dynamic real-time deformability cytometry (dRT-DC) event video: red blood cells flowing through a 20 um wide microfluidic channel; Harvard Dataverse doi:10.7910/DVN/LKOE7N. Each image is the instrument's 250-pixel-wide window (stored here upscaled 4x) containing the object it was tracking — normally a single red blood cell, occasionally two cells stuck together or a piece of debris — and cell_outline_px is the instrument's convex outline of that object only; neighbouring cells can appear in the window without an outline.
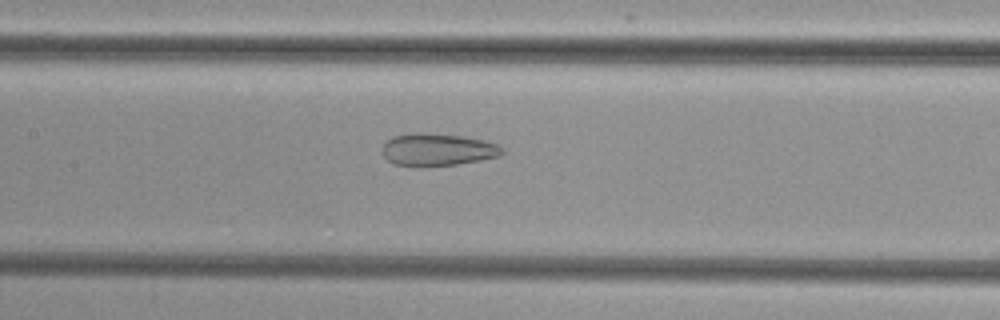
{"species": "common noctule bat (a hibernating species)", "species_latin": "Nyctalus noctula", "temperature_condition": "cold", "stored_images_in_passage": 43, "camera_frame_rate_fps": 3000, "um_per_image_px": 0.085, "animal": {"sex": "female", "body_mass_g": 29.2, "forearm_length_mm": 56.3}, "frame": {"image": 1, "passage_image": 16, "time_ms": 5.0, "image_size_px": [1000, 320], "cell_outline_px": [[504, 152], [500, 156], [480, 160], [456, 164], [392, 164], [384, 156], [380, 148], [392, 136], [416, 132], [428, 132], [464, 136], [484, 140], [496, 144], [504, 148]], "centroid_in_image_um": [37.21, 12.67], "position_along_channel_um": 170.2, "area_um2": 22.31}}
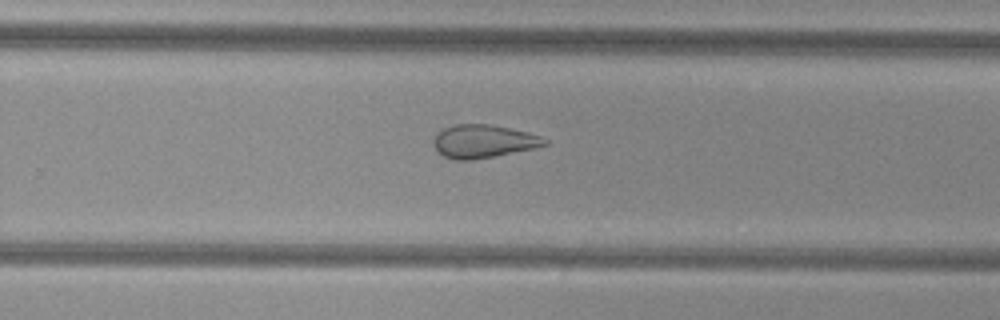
{"frame": {"image": 2, "passage_image": 25, "time_ms": 8.0, "image_size_px": [1000, 320], "cell_outline_px": [[548, 144], [532, 148], [496, 156], [472, 160], [456, 160], [444, 156], [436, 152], [432, 140], [444, 128], [452, 124], [488, 124], [528, 132], [540, 136], [548, 140]], "centroid_in_image_um": [41.06, 12.02], "position_along_channel_um": 288.7, "area_um2": 21.39}}
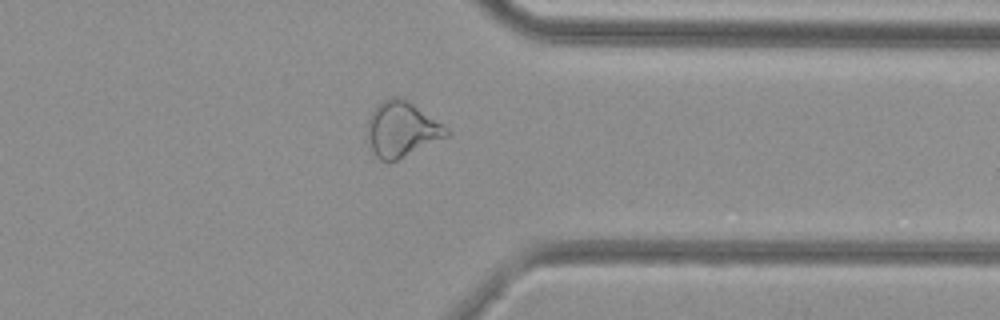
{"frame": {"image": 3, "passage_image": 32, "time_ms": 10.333, "image_size_px": [1000, 320], "cell_outline_px": [[448, 136], [396, 160], [380, 160], [372, 152], [368, 136], [368, 120], [372, 112], [384, 100], [392, 96], [404, 96], [448, 128]], "centroid_in_image_um": [34.16, 10.95], "position_along_channel_um": 377.2, "area_um2": 25.14}}